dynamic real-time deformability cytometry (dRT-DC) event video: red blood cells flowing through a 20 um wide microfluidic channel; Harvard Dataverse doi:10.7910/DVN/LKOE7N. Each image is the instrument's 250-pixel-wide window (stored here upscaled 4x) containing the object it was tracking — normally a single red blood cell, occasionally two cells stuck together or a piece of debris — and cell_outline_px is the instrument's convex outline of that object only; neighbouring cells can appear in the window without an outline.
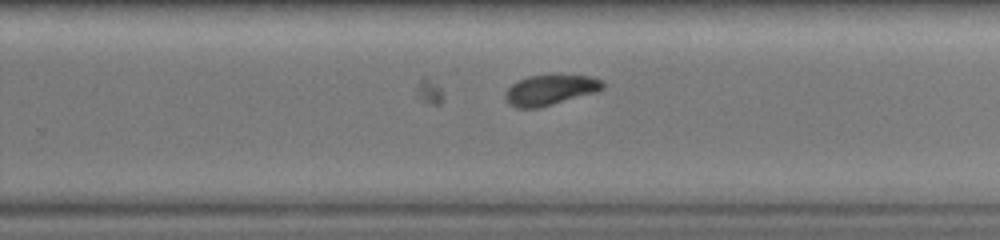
{"species": "common noctule bat (a hibernating species)", "species_latin": "Nyctalus noctula", "temperature_condition": "warm", "stored_images_in_passage": 19, "camera_frame_rate_fps": 3000, "um_per_image_px": 0.085, "animal": {"sex": "female", "body_mass_g": 19.0, "forearm_length_mm": 51.5}, "frame": {"image": 1, "passage_image": 16, "time_ms": 5.0, "image_size_px": [1000, 240], "cell_outline_px": [[604, 88], [596, 92], [540, 108], [516, 108], [508, 104], [504, 100], [504, 96], [508, 88], [516, 80], [528, 76], [592, 76], [604, 80]], "centroid_in_image_um": [46.74, 7.66], "position_along_channel_um": 283.1, "area_um2": 17.28}}